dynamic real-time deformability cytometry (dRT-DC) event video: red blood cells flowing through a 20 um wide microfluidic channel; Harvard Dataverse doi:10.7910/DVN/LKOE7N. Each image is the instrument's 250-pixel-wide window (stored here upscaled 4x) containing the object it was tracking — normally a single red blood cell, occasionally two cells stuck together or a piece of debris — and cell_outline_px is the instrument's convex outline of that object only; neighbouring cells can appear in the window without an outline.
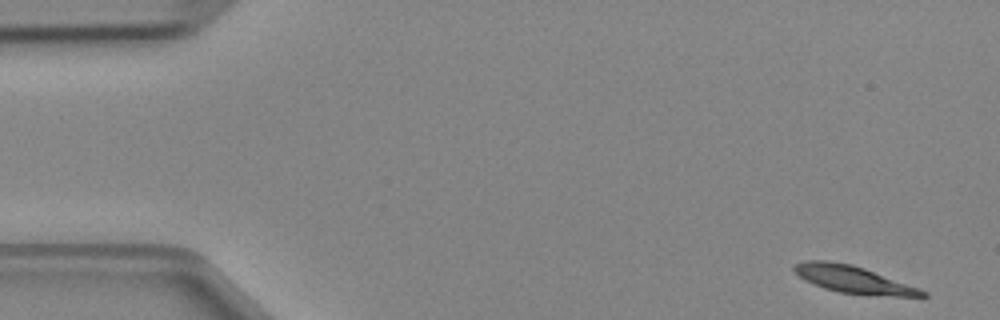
{"species": "Egyptian fruit bat (a non-hibernating species)", "species_latin": "Rousettus aegyptiacus", "temperature_condition": "cold", "stored_images_in_passage": 4, "camera_frame_rate_fps": 3000, "um_per_image_px": 0.085, "animal": {"sex": "female"}, "frame": {"image": 1, "passage_image": 1, "time_ms": 0.0, "image_size_px": [1000, 320], "cell_outline_px": [[928, 296], [868, 296], [840, 292], [824, 288], [804, 280], [792, 268], [796, 264], [808, 260], [824, 260], [852, 264], [864, 268], [920, 288], [928, 292]], "centroid_in_image_um": [72.57, 23.77], "position_along_channel_um": 12.4, "area_um2": 20.35}}